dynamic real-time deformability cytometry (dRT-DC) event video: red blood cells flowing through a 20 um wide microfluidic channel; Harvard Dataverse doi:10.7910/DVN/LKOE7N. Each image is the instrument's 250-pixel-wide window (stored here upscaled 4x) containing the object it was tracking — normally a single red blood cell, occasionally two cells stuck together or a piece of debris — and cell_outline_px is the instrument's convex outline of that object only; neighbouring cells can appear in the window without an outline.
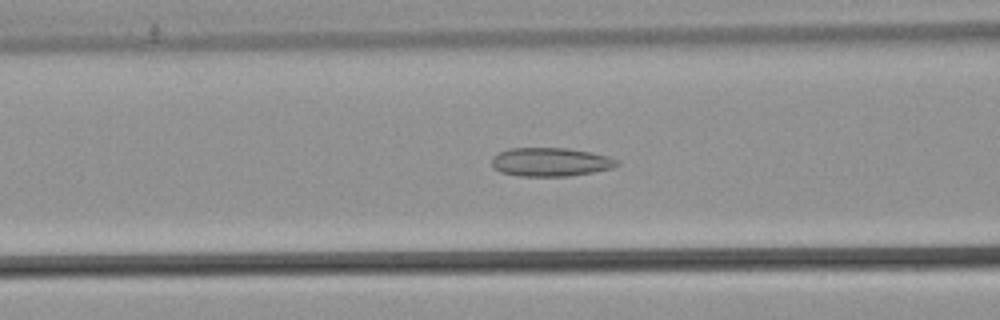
{"species": "common noctule bat (a hibernating species)", "species_latin": "Nyctalus noctula", "temperature_condition": "warm", "stored_images_in_passage": 54, "camera_frame_rate_fps": 3000, "um_per_image_px": 0.085, "animal": {"sex": "male", "body_mass_g": 21.5, "forearm_length_mm": 52.0}, "frame": {"image": 1, "passage_image": 22, "time_ms": 7.0, "image_size_px": [1000, 320], "cell_outline_px": [[620, 164], [612, 168], [592, 172], [568, 176], [520, 176], [500, 172], [492, 164], [492, 156], [508, 148], [568, 148], [592, 152], [608, 156], [620, 160]], "centroid_in_image_um": [46.82, 13.76], "position_along_channel_um": 119.8, "area_um2": 20.98}}
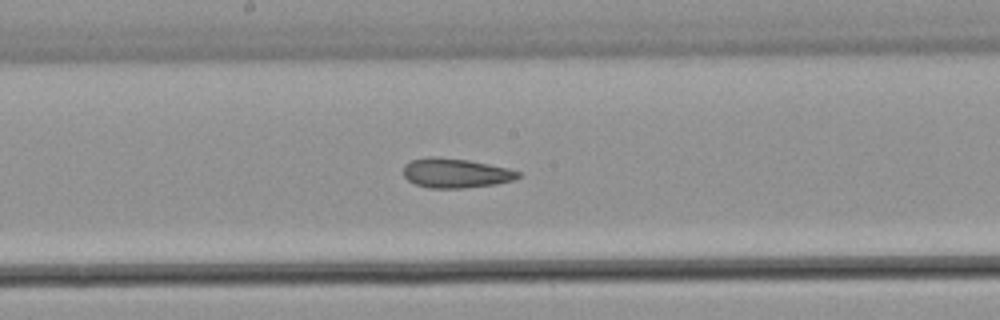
{"frame": {"image": 2, "passage_image": 29, "time_ms": 9.333, "image_size_px": [1000, 320], "cell_outline_px": [[520, 176], [512, 180], [496, 184], [464, 188], [428, 188], [416, 184], [408, 180], [404, 176], [404, 164], [412, 160], [432, 156], [468, 160], [508, 168], [520, 172]], "centroid_in_image_um": [38.72, 14.72], "position_along_channel_um": 209.5, "area_um2": 19.59}}
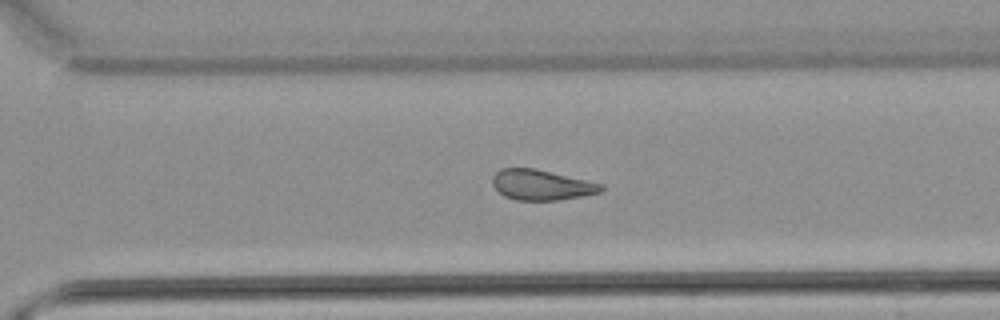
{"frame": {"image": 3, "passage_image": 38, "time_ms": 12.333, "image_size_px": [1000, 320], "cell_outline_px": [[604, 188], [600, 192], [560, 200], [516, 200], [504, 196], [492, 184], [492, 176], [500, 168], [536, 168], [604, 184]], "centroid_in_image_um": [46.02, 15.71], "position_along_channel_um": 324.6, "area_um2": 19.25}, "authors_computed_cell_mechanics": {"area_um2": 21.2704, "velocity_mm_per_s": 3.8503, "shape_relaxation_time_tau1_ms": null, "shape_relaxation_time_tau2_ms": 3.6976, "deformation_change_tau1": null, "deformation_change_tau2": 0.1077}}